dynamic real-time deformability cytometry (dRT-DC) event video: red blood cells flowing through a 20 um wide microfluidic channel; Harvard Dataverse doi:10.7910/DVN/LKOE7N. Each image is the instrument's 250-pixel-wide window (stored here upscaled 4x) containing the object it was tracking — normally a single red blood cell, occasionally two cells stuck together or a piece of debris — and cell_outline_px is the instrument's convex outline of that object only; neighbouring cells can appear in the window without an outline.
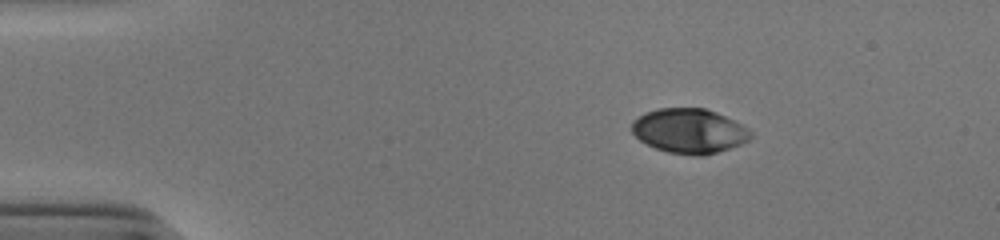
{"species": "human", "species_latin": "Homo sapiens", "temperature_condition": "cold", "stored_images_in_passage": 45, "camera_frame_rate_fps": 3000, "um_per_image_px": 0.085, "donor": {"sex": "male"}, "frame": {"image": 1, "passage_image": 1, "time_ms": 0.0, "image_size_px": [1000, 240], "cell_outline_px": [[752, 136], [748, 140], [740, 144], [704, 156], [696, 156], [668, 152], [656, 148], [640, 140], [632, 132], [632, 120], [644, 112], [660, 108], [704, 108], [716, 112], [748, 128], [752, 132]], "centroid_in_image_um": [58.56, 11.12], "position_along_channel_um": 26.4, "area_um2": 30.75}}
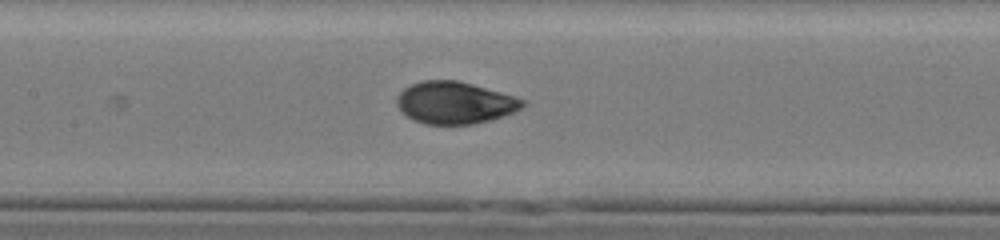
{"frame": {"image": 2, "passage_image": 18, "time_ms": 5.667, "image_size_px": [1000, 240], "cell_outline_px": [[528, 104], [516, 112], [492, 120], [472, 124], [424, 124], [412, 120], [396, 104], [396, 96], [404, 88], [420, 80], [456, 80], [472, 84], [512, 96], [524, 100]], "centroid_in_image_um": [38.66, 8.74], "position_along_channel_um": 168.7, "area_um2": 30.87}}
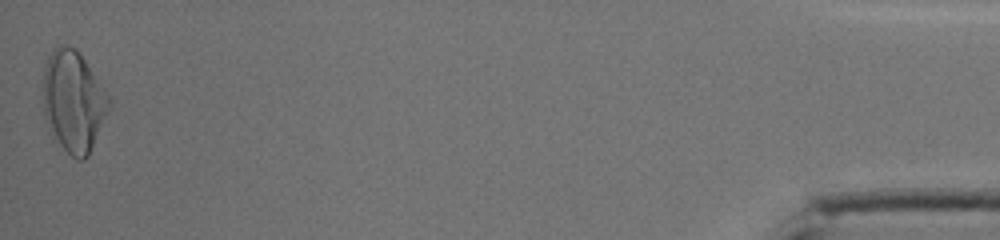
{"frame": {"image": 3, "passage_image": 45, "time_ms": 14.667, "image_size_px": [1000, 240], "cell_outline_px": [[112, 104], [88, 156], [84, 160], [76, 160], [52, 140], [44, 120], [44, 64], [52, 48], [60, 44], [64, 44], [76, 48], [112, 96]], "centroid_in_image_um": [6.25, 8.62], "position_along_channel_um": 428.9, "area_um2": 40.0}, "authors_computed_cell_mechanics": {"area_um2": 31.212, "velocity_mm_per_s": 3.8822, "shape_relaxation_time_tau1_ms": 4.9287, "shape_relaxation_time_tau2_ms": 0.7439, "deformation_change_tau1": 0.1863, "deformation_change_tau2": 0.0409}}